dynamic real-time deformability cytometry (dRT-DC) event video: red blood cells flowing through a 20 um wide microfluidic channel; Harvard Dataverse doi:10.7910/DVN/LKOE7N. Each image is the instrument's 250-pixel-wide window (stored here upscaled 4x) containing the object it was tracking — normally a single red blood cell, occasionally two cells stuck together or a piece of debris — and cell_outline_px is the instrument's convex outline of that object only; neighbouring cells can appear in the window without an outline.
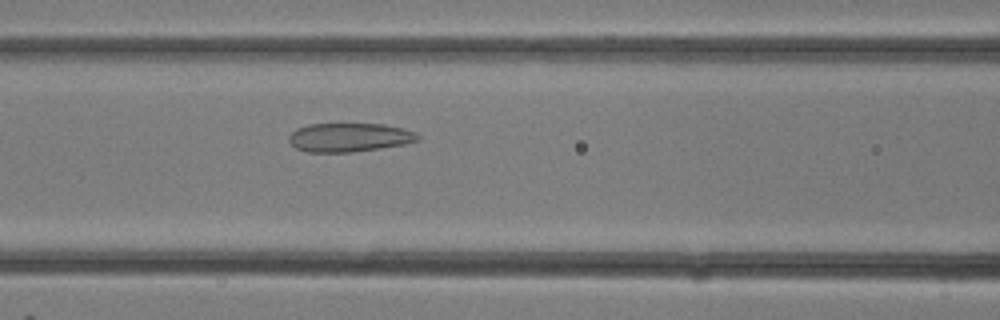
{"species": "common noctule bat (a hibernating species)", "species_latin": "Nyctalus noctula", "temperature_condition": "room temperature", "stored_images_in_passage": 32, "camera_frame_rate_fps": 3000, "um_per_image_px": 0.085, "animal": {"sex": "female"}, "frame": {"image": 1, "passage_image": 14, "time_ms": 4.333, "image_size_px": [1000, 320], "cell_outline_px": [[420, 140], [404, 144], [380, 148], [352, 152], [308, 152], [296, 148], [288, 140], [288, 136], [296, 128], [308, 124], [384, 124], [404, 128], [416, 132], [420, 136]], "centroid_in_image_um": [29.7, 11.67], "position_along_channel_um": 136.9, "area_um2": 21.73}}
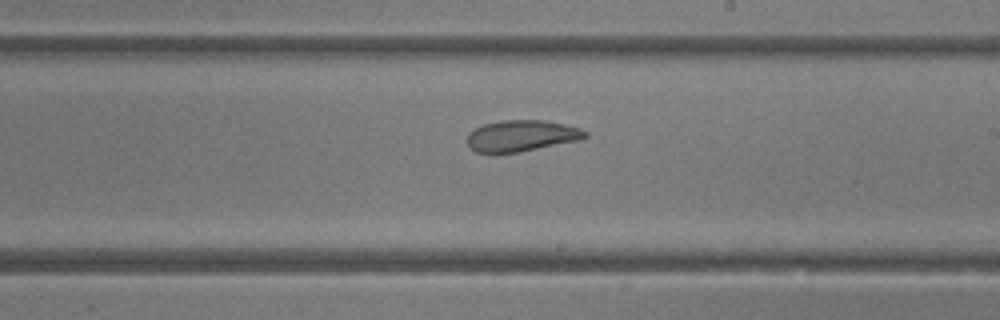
{"frame": {"image": 2, "passage_image": 19, "time_ms": 6.0, "image_size_px": [1000, 320], "cell_outline_px": [[588, 136], [580, 140], [520, 152], [476, 152], [468, 144], [468, 132], [484, 124], [500, 120], [544, 120], [564, 124], [580, 128], [588, 132]], "centroid_in_image_um": [44.37, 11.53], "position_along_channel_um": 244.6, "area_um2": 21.39}}
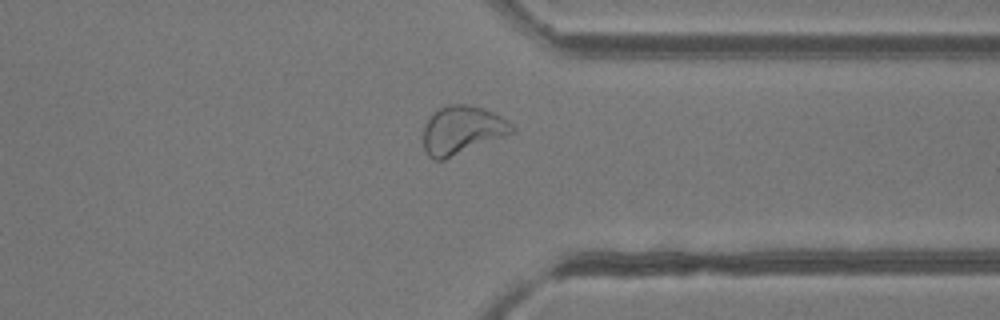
{"frame": {"image": 3, "passage_image": 25, "time_ms": 8.0, "image_size_px": [1000, 320], "cell_outline_px": [[516, 132], [444, 160], [432, 160], [428, 156], [424, 148], [424, 124], [432, 112], [448, 104], [464, 104], [484, 108], [508, 120], [516, 128]], "centroid_in_image_um": [39.28, 11.06], "position_along_channel_um": 372.1, "area_um2": 25.2}}